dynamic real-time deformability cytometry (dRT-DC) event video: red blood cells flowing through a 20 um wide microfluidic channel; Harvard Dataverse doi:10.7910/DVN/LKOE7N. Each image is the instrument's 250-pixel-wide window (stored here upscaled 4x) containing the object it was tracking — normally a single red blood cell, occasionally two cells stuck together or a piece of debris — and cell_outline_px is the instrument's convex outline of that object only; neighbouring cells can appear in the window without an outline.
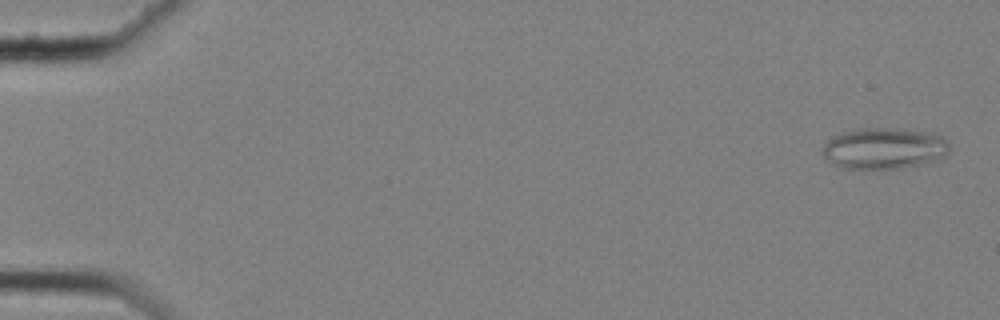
{"species": "common noctule bat (a hibernating species)", "species_latin": "Nyctalus noctula", "temperature_condition": "cold", "stored_images_in_passage": 58, "camera_frame_rate_fps": 3000, "um_per_image_px": 0.085, "animal": {"sex": "female", "body_mass_g": 25.1}, "frame": {"image": 1, "passage_image": 2, "time_ms": 0.333, "image_size_px": [1000, 320], "cell_outline_px": [[948, 152], [932, 160], [920, 164], [900, 168], [844, 168], [832, 164], [820, 152], [824, 144], [832, 136], [856, 128], [896, 128], [924, 132], [940, 136], [948, 144]], "centroid_in_image_um": [75.05, 12.6], "position_along_channel_um": 10.0, "area_um2": 30.0}}
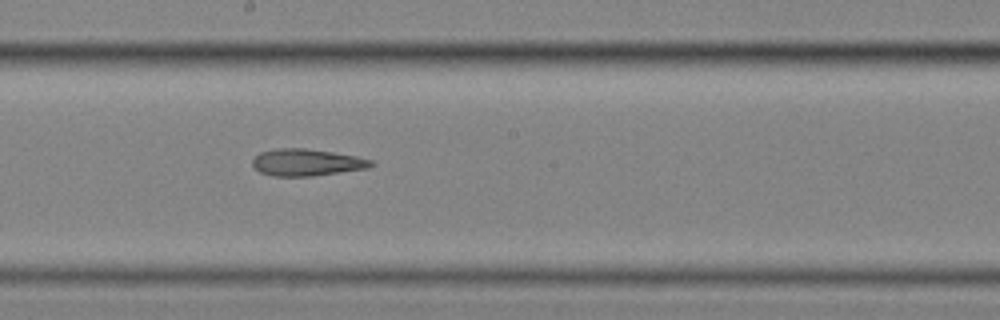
{"frame": {"image": 2, "passage_image": 33, "time_ms": 10.667, "image_size_px": [1000, 320], "cell_outline_px": [[376, 164], [368, 168], [312, 176], [272, 176], [260, 172], [252, 164], [252, 160], [260, 152], [276, 148], [304, 148], [332, 152], [356, 156], [372, 160]], "centroid_in_image_um": [26.07, 13.8], "position_along_channel_um": 222.1, "area_um2": 18.55}}
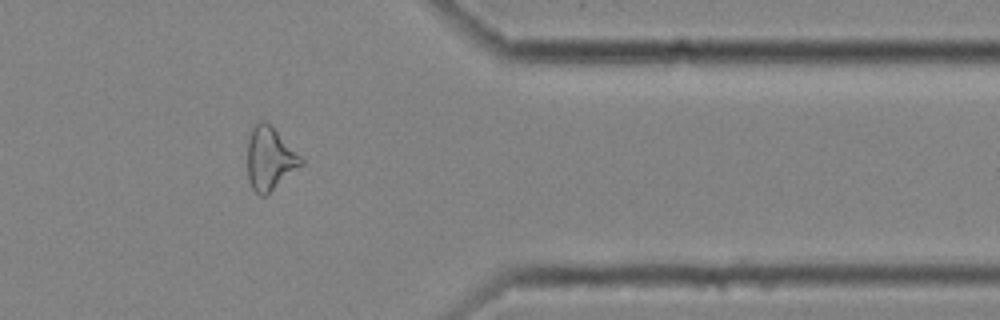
{"frame": {"image": 3, "passage_image": 48, "time_ms": 15.667, "image_size_px": [1000, 320], "cell_outline_px": [[304, 164], [264, 196], [260, 196], [252, 188], [248, 180], [248, 140], [252, 128], [260, 120], [264, 120], [304, 160]], "centroid_in_image_um": [22.91, 13.51], "position_along_channel_um": 388.5, "area_um2": 19.13}, "authors_computed_cell_mechanics": {"area_um2": 21.2126, "velocity_mm_per_s": 3.5549, "shape_relaxation_time_tau1_ms": null, "shape_relaxation_time_tau2_ms": 6.0416, "deformation_change_tau1": null, "deformation_change_tau2": 0.1867}}